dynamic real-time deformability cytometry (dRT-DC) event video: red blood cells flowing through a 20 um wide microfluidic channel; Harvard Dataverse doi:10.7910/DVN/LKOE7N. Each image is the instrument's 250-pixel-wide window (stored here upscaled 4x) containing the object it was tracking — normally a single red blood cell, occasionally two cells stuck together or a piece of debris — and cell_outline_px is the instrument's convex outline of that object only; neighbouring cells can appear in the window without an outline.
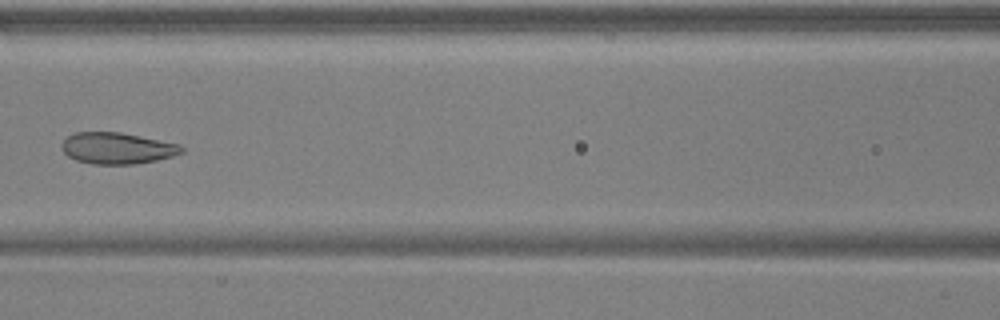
{"species": "common noctule bat (a hibernating species)", "species_latin": "Nyctalus noctula", "temperature_condition": "warm", "stored_images_in_passage": 4, "camera_frame_rate_fps": 3000, "um_per_image_px": 0.085, "animal": {"sex": "male", "body_mass_g": 17.9, "forearm_length_mm": 54.2}, "frame": {"image": 1, "passage_image": 4, "time_ms": 1.0, "image_size_px": [1000, 320], "cell_outline_px": [[184, 152], [172, 156], [156, 160], [132, 164], [92, 164], [76, 160], [68, 156], [60, 148], [60, 144], [68, 136], [76, 132], [120, 132], [180, 144], [184, 148]], "centroid_in_image_um": [9.94, 12.59], "position_along_channel_um": 156.7, "area_um2": 21.91}}